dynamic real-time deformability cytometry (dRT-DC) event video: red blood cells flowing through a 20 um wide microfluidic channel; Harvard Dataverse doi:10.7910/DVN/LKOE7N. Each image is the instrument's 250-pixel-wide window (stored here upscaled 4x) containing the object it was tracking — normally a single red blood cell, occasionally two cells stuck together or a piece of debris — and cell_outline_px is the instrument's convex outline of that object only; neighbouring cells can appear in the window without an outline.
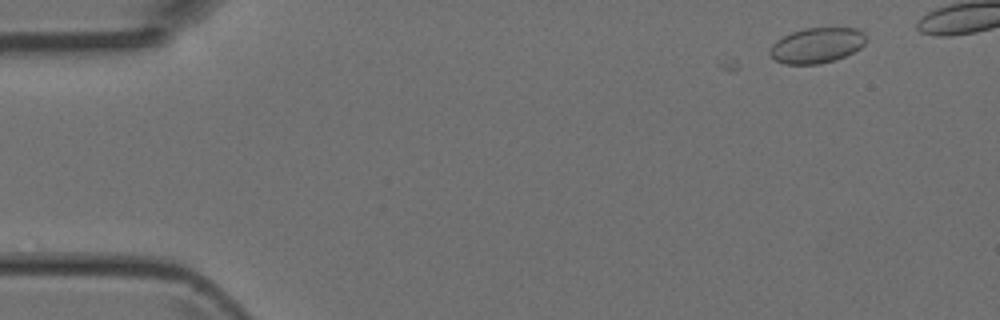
{"species": "Egyptian fruit bat (a non-hibernating species)", "species_latin": "Rousettus aegyptiacus", "temperature_condition": "room temperature", "stored_images_in_passage": 9, "camera_frame_rate_fps": 3000, "um_per_image_px": 0.085, "animal": {"sex": "female"}, "frame": {"image": 1, "passage_image": 1, "time_ms": 0.0, "image_size_px": [1000, 320], "cell_outline_px": [[868, 40], [860, 48], [844, 56], [820, 64], [784, 64], [776, 60], [768, 52], [772, 44], [776, 40], [792, 32], [804, 28], [856, 28], [864, 32], [868, 36]], "centroid_in_image_um": [69.45, 3.84], "position_along_channel_um": 15.6, "area_um2": 19.83}}